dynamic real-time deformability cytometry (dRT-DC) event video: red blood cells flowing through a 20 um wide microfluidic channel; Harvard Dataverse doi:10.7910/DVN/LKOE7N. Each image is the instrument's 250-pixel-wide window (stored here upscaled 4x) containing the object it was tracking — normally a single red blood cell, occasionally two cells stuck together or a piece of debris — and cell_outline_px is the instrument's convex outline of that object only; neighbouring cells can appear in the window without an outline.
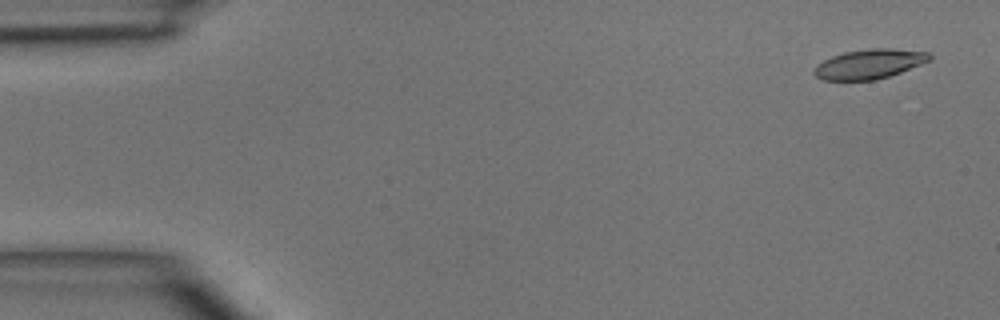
{"species": "common noctule bat (a hibernating species)", "species_latin": "Nyctalus noctula", "temperature_condition": "room temperature", "stored_images_in_passage": 3, "camera_frame_rate_fps": 3000, "um_per_image_px": 0.085, "animal": {"sex": "male", "body_mass_g": 15.6}, "frame": {"image": 1, "passage_image": 1, "time_ms": 0.0, "image_size_px": [1000, 320], "cell_outline_px": [[932, 60], [900, 72], [876, 80], [824, 80], [816, 76], [812, 72], [816, 64], [832, 56], [844, 52], [872, 48], [892, 48], [928, 52], [932, 56]], "centroid_in_image_um": [73.89, 5.43], "position_along_channel_um": 11.1, "area_um2": 19.94}}